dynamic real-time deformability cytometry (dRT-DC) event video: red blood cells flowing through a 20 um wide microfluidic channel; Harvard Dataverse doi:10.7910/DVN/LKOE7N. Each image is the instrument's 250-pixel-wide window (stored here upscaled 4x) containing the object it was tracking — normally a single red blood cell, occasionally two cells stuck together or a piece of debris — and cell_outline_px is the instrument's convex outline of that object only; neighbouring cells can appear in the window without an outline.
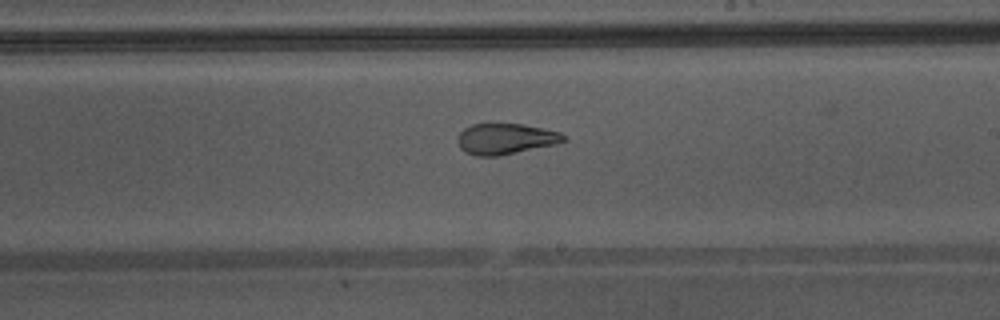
{"species": "Egyptian fruit bat (a non-hibernating species)", "species_latin": "Rousettus aegyptiacus", "temperature_condition": "warm", "stored_images_in_passage": 34, "camera_frame_rate_fps": 3000, "um_per_image_px": 0.085, "animal": {"sex": "male"}, "frame": {"image": 1, "passage_image": 24, "time_ms": 7.667, "image_size_px": [1000, 320], "cell_outline_px": [[568, 140], [556, 144], [496, 156], [476, 156], [464, 152], [460, 148], [456, 140], [460, 132], [464, 128], [472, 124], [524, 124], [560, 132]], "centroid_in_image_um": [42.94, 11.8], "position_along_channel_um": 246.1, "area_um2": 19.02}}